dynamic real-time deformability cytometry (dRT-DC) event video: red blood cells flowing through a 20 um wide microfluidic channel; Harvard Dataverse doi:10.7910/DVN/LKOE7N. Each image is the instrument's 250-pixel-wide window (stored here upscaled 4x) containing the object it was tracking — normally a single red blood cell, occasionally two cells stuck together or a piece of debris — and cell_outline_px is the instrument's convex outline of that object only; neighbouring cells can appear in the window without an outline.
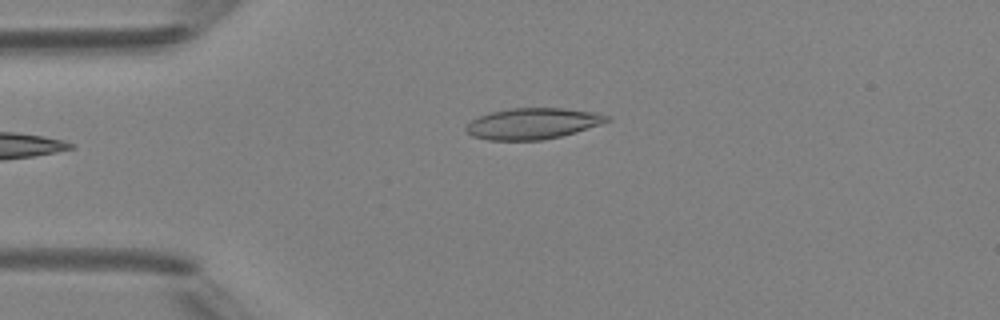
{"species": "Egyptian fruit bat (a non-hibernating species)", "species_latin": "Rousettus aegyptiacus", "temperature_condition": "room temperature", "stored_images_in_passage": 5, "camera_frame_rate_fps": 3000, "um_per_image_px": 0.085, "animal": {"sex": "female"}, "frame": {"image": 1, "passage_image": 5, "time_ms": 4.667, "image_size_px": [1000, 320], "cell_outline_px": [[612, 120], [576, 132], [544, 140], [488, 140], [472, 136], [464, 128], [472, 120], [480, 116], [492, 112], [512, 108], [564, 108], [596, 112], [608, 116]], "centroid_in_image_um": [45.3, 10.5], "position_along_channel_um": 39.7, "area_um2": 25.37}}